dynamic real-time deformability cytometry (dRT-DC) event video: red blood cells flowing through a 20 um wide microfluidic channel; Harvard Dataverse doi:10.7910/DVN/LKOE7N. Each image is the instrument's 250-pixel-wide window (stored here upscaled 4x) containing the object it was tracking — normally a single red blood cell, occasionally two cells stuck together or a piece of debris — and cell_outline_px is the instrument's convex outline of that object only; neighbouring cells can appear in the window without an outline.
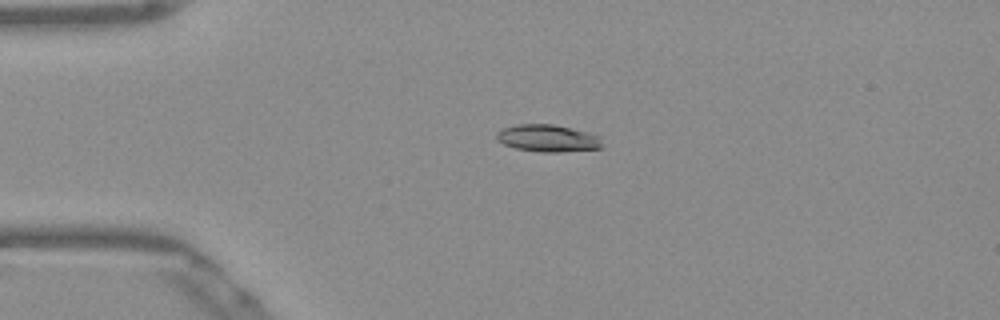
{"species": "Egyptian fruit bat (a non-hibernating species)", "species_latin": "Rousettus aegyptiacus", "temperature_condition": "warm", "stored_images_in_passage": 51, "camera_frame_rate_fps": 3000, "um_per_image_px": 0.085, "frame": {"image": 1, "passage_image": 11, "time_ms": 3.333, "image_size_px": [1000, 320], "cell_outline_px": [[604, 148], [560, 152], [540, 152], [516, 148], [504, 144], [496, 140], [496, 132], [504, 128], [520, 124], [552, 124], [588, 132], [600, 136]], "centroid_in_image_um": [46.59, 11.76], "position_along_channel_um": 38.4, "area_um2": 16.76}}
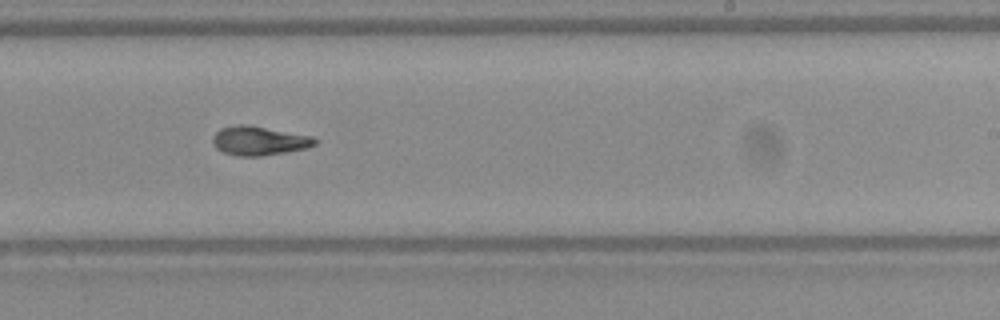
{"frame": {"image": 2, "passage_image": 31, "time_ms": 10.0, "image_size_px": [1000, 320], "cell_outline_px": [[320, 140], [316, 144], [304, 148], [284, 152], [260, 156], [236, 156], [224, 152], [216, 148], [212, 144], [212, 136], [220, 128], [236, 124], [248, 124], [312, 136]], "centroid_in_image_um": [21.99, 11.95], "position_along_channel_um": 267.0, "area_um2": 17.4}}
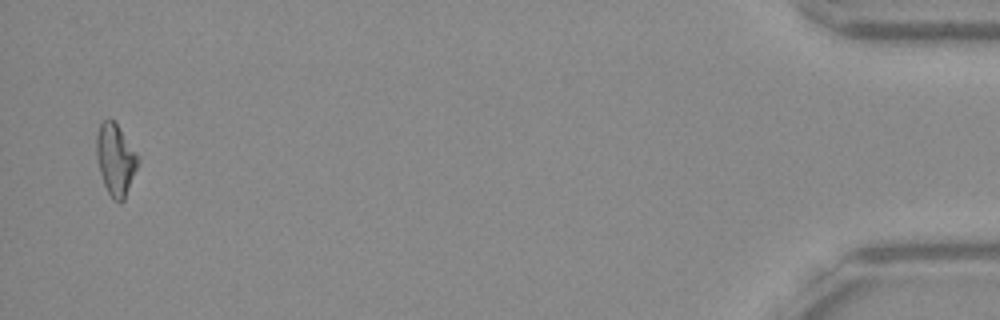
{"frame": {"image": 3, "passage_image": 50, "time_ms": 16.333, "image_size_px": [1000, 320], "cell_outline_px": [[140, 160], [124, 200], [120, 204], [112, 200], [104, 184], [100, 172], [96, 156], [96, 136], [100, 124], [108, 116], [116, 124], [136, 152]], "centroid_in_image_um": [9.81, 13.59], "position_along_channel_um": 425.4, "area_um2": 17.22}, "authors_computed_cell_mechanics": {"area_um2": 16.9932, "velocity_mm_per_s": 3.8807, "shape_relaxation_time_tau1_ms": null, "shape_relaxation_time_tau2_ms": 3.2157, "deformation_change_tau1": null, "deformation_change_tau2": 0.0866}}